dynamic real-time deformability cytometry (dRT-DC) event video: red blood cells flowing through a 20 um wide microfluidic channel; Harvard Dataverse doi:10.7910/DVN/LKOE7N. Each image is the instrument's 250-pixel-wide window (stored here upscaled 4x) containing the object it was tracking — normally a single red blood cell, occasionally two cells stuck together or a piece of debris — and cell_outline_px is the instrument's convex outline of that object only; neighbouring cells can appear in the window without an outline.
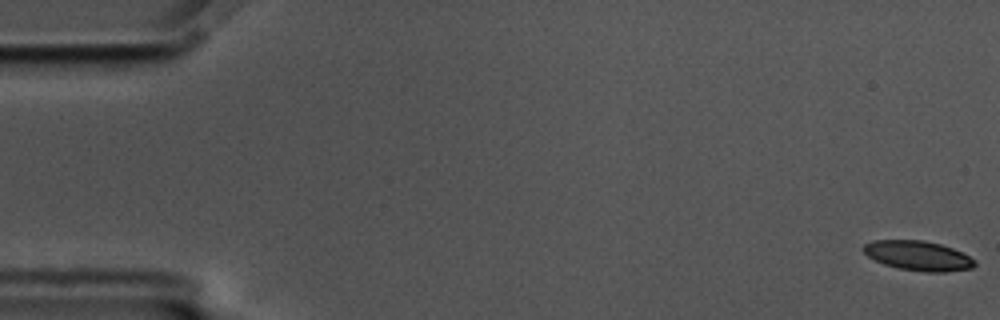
{"species": "common noctule bat (a hibernating species)", "species_latin": "Nyctalus noctula", "temperature_condition": "cold", "stored_images_in_passage": 10, "camera_frame_rate_fps": 3000, "um_per_image_px": 0.085, "animal": {"sex": "male", "body_mass_g": 17.5, "forearm_length_mm": 52.3}, "frame": {"image": 1, "passage_image": 1, "time_ms": 0.0, "image_size_px": [1000, 320], "cell_outline_px": [[976, 264], [972, 268], [944, 272], [924, 272], [900, 268], [884, 264], [868, 256], [860, 248], [864, 244], [872, 240], [924, 240], [940, 244], [952, 248], [976, 260]], "centroid_in_image_um": [78.02, 21.73], "position_along_channel_um": 7.0, "area_um2": 19.19}}